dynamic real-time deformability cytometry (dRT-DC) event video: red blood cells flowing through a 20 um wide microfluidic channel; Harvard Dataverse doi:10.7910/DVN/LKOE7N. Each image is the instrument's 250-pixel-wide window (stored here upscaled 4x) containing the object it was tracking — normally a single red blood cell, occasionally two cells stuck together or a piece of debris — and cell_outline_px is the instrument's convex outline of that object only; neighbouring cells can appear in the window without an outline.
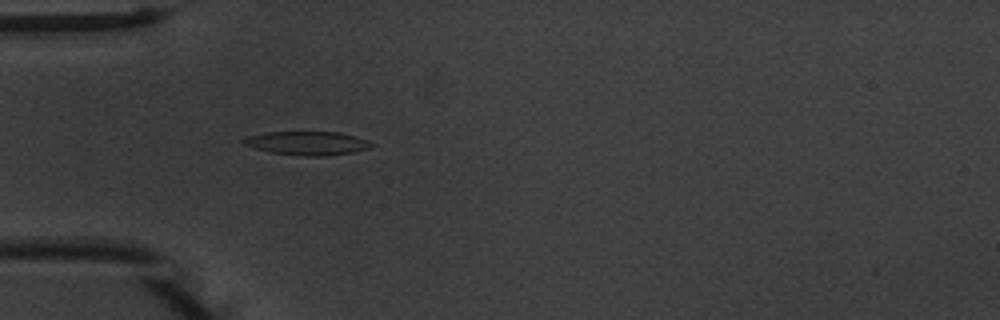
{"species": "common noctule bat (a hibernating species)", "species_latin": "Nyctalus noctula", "temperature_condition": "warm", "stored_images_in_passage": 46, "camera_frame_rate_fps": 3000, "um_per_image_px": 0.085, "animal": {"sex": "male", "body_mass_g": 20.1, "forearm_length_mm": 53.5}, "frame": {"image": 1, "passage_image": 9, "time_ms": 2.667, "image_size_px": [1000, 320], "cell_outline_px": [[376, 144], [368, 148], [352, 152], [324, 156], [304, 156], [272, 152], [256, 148], [244, 144], [244, 140], [248, 136], [268, 132], [340, 132], [356, 136], [368, 140]], "centroid_in_image_um": [26.19, 12.16], "position_along_channel_um": 58.8, "area_um2": 17.4}}
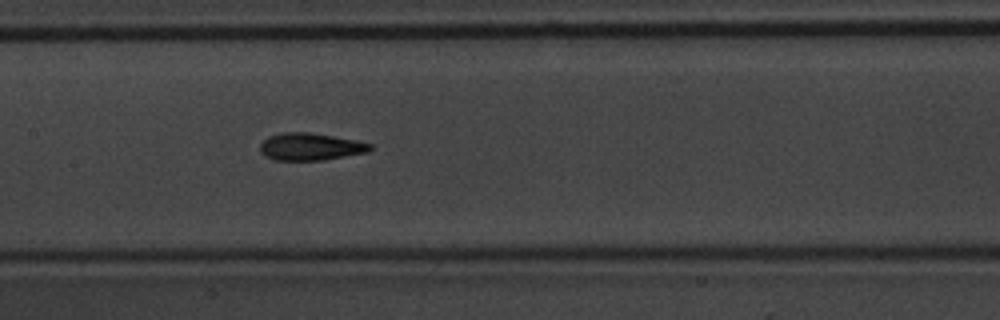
{"frame": {"image": 2, "passage_image": 19, "time_ms": 6.0, "image_size_px": [1000, 320], "cell_outline_px": [[372, 148], [368, 152], [324, 160], [276, 160], [264, 156], [260, 152], [260, 144], [268, 136], [284, 132], [308, 132], [356, 140], [372, 144]], "centroid_in_image_um": [26.37, 12.47], "position_along_channel_um": 181.0, "area_um2": 17.51}}
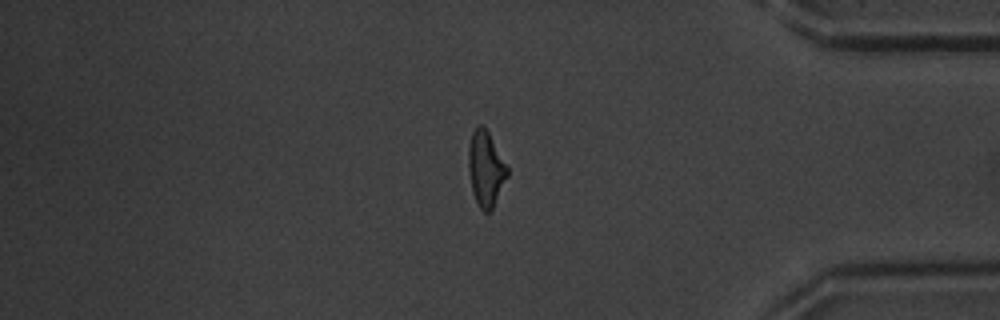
{"frame": {"image": 3, "passage_image": 38, "time_ms": 12.333, "image_size_px": [1000, 320], "cell_outline_px": [[508, 176], [492, 208], [488, 212], [484, 212], [480, 208], [472, 192], [468, 168], [468, 144], [472, 132], [480, 124], [484, 124], [508, 168]], "centroid_in_image_um": [41.27, 14.31], "position_along_channel_um": 393.9, "area_um2": 16.94}, "authors_computed_cell_mechanics": {"area_um2": 17.0221, "velocity_mm_per_s": 3.7631, "shape_relaxation_time_tau1_ms": 3.3815, "shape_relaxation_time_tau2_ms": 2.4205, "deformation_change_tau1": 0.1403, "deformation_change_tau2": 0.1134}}